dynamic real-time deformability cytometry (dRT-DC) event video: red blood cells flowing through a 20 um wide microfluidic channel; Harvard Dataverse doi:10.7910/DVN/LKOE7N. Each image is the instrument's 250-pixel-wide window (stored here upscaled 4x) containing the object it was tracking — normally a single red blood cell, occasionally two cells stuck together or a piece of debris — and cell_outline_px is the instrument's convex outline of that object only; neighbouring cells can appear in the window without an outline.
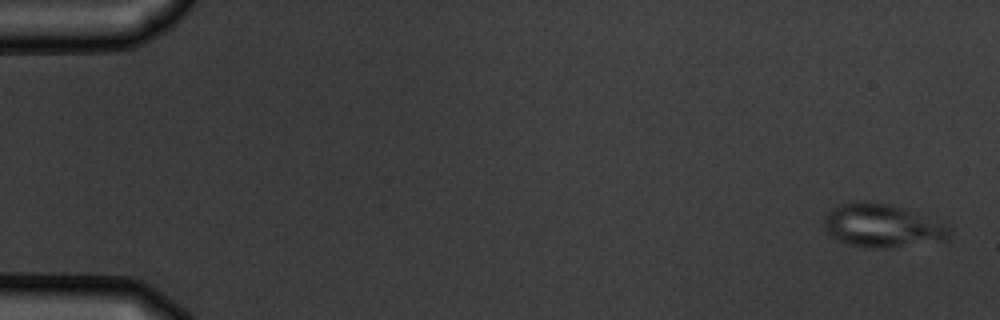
{"species": "common noctule bat (a hibernating species)", "species_latin": "Nyctalus noctula", "temperature_condition": "warm", "stored_images_in_passage": 6, "camera_frame_rate_fps": 3000, "um_per_image_px": 0.085, "animal": {"sex": "male", "body_mass_g": 19.5, "forearm_length_mm": 54.6}, "frame": {"image": 1, "passage_image": 1, "time_ms": 0.0, "image_size_px": [1000, 320], "cell_outline_px": [[952, 232], [948, 240], [884, 248], [864, 248], [844, 244], [828, 236], [824, 224], [824, 216], [832, 208], [840, 204], [852, 200], [864, 200], [892, 204], [944, 220], [952, 228]], "centroid_in_image_um": [75.03, 19.16], "position_along_channel_um": 10.0, "area_um2": 32.95}}